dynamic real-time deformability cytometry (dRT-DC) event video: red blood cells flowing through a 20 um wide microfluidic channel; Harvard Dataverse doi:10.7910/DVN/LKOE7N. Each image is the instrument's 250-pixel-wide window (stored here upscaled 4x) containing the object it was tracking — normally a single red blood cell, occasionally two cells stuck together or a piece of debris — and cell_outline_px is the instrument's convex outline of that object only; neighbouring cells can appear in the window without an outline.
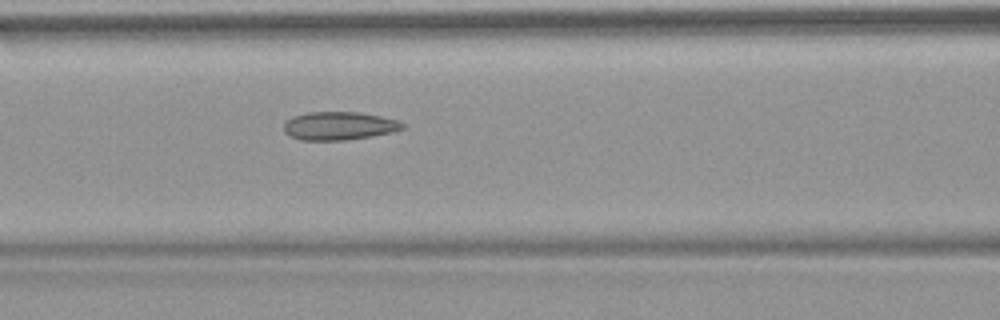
{"species": "common noctule bat (a hibernating species)", "species_latin": "Nyctalus noctula", "temperature_condition": "warm", "stored_images_in_passage": 53, "camera_frame_rate_fps": 3000, "um_per_image_px": 0.085, "animal": {"sex": "female", "body_mass_g": 18.4}, "frame": {"image": 1, "passage_image": 23, "time_ms": 7.333, "image_size_px": [1000, 320], "cell_outline_px": [[404, 128], [392, 132], [372, 136], [344, 140], [300, 140], [288, 136], [284, 132], [284, 124], [292, 116], [308, 112], [360, 112], [380, 116], [396, 120], [404, 124]], "centroid_in_image_um": [28.78, 10.7], "position_along_channel_um": 137.8, "area_um2": 19.54}}
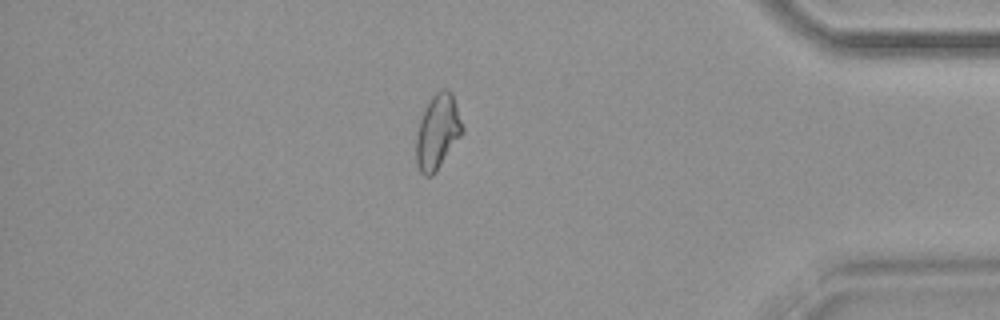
{"frame": {"image": 2, "passage_image": 46, "time_ms": 15.0, "image_size_px": [1000, 320], "cell_outline_px": [[464, 132], [436, 172], [432, 176], [424, 176], [420, 172], [416, 164], [416, 136], [420, 120], [428, 100], [436, 92], [444, 88], [448, 88], [452, 92], [464, 128]], "centroid_in_image_um": [37.2, 11.21], "position_along_channel_um": 398.0, "area_um2": 20.35}, "authors_computed_cell_mechanics": {"area_um2": 20.3456, "velocity_mm_per_s": 3.8164, "shape_relaxation_time_tau1_ms": null, "shape_relaxation_time_tau2_ms": 2.1945, "deformation_change_tau1": null, "deformation_change_tau2": 0.0966}}